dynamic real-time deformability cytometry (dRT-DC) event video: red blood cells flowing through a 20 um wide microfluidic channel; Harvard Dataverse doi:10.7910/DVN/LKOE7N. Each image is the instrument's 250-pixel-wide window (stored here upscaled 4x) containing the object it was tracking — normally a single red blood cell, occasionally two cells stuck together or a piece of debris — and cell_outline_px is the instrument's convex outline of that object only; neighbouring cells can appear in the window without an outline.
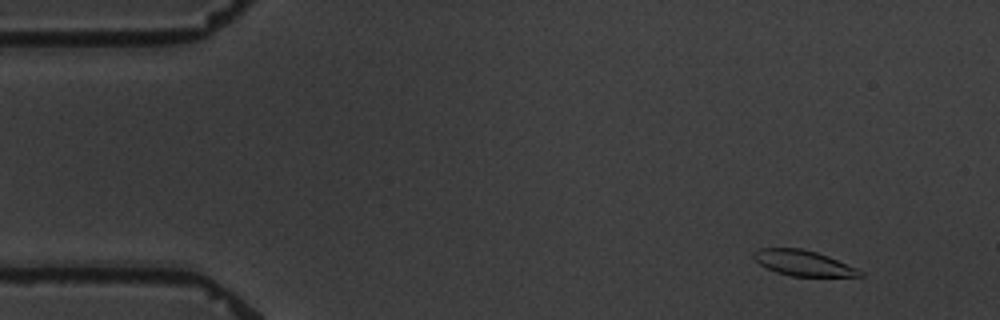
{"species": "common noctule bat (a hibernating species)", "species_latin": "Nyctalus noctula", "temperature_condition": "warm", "stored_images_in_passage": 4, "camera_frame_rate_fps": 3000, "um_per_image_px": 0.085, "animal": {"sex": "male", "body_mass_g": 19.5, "forearm_length_mm": 54.6}, "frame": {"image": 1, "passage_image": 1, "time_ms": 0.0, "image_size_px": [1000, 320], "cell_outline_px": [[864, 276], [792, 276], [776, 272], [760, 264], [752, 256], [752, 252], [760, 248], [800, 248], [816, 252], [828, 256], [856, 268], [864, 272]], "centroid_in_image_um": [68.26, 22.35], "position_along_channel_um": 16.7, "area_um2": 15.61}}